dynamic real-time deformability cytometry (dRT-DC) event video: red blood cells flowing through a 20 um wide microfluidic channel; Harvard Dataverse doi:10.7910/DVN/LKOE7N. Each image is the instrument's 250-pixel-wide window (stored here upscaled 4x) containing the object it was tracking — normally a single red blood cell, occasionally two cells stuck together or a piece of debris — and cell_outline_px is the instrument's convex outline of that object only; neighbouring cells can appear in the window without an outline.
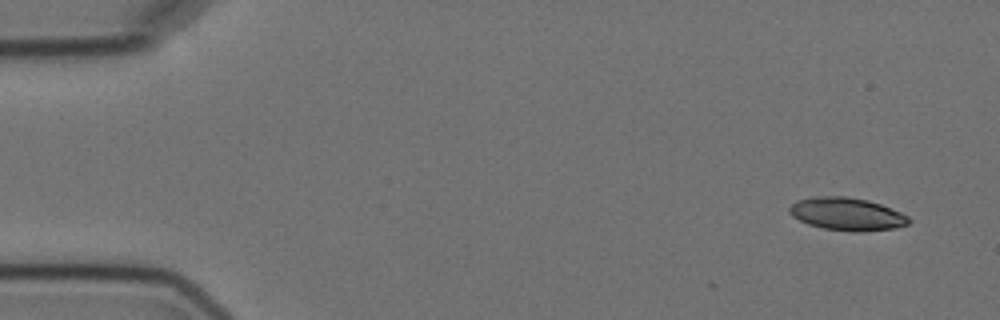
{"species": "Egyptian fruit bat (a non-hibernating species)", "species_latin": "Rousettus aegyptiacus", "temperature_condition": "cold", "stored_images_in_passage": 4, "camera_frame_rate_fps": 3000, "um_per_image_px": 0.085, "animal": {"sex": "female"}, "frame": {"image": 1, "passage_image": 1, "time_ms": 0.0, "image_size_px": [1000, 320], "cell_outline_px": [[912, 220], [908, 224], [896, 228], [856, 232], [824, 228], [808, 224], [792, 216], [788, 212], [788, 208], [796, 200], [812, 196], [844, 196], [868, 200], [880, 204], [900, 212], [908, 216]], "centroid_in_image_um": [71.97, 18.18], "position_along_channel_um": 13.0, "area_um2": 22.83}}
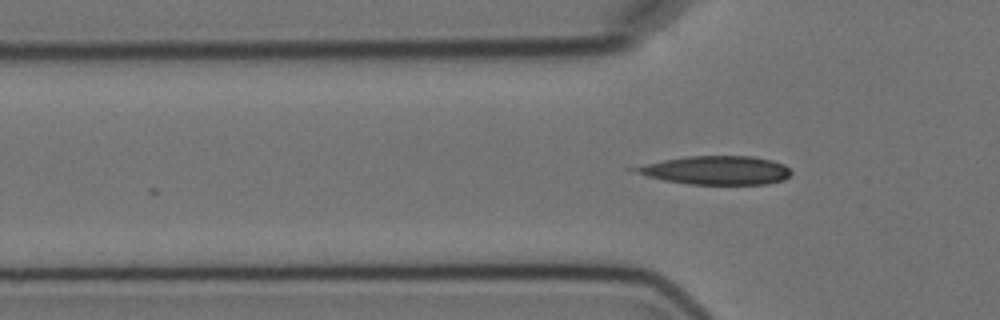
{"frame": {"image": 2, "passage_image": 4, "time_ms": 4.667, "image_size_px": [1000, 320], "cell_outline_px": [[792, 172], [784, 180], [768, 184], [688, 184], [664, 180], [648, 176], [624, 168], [664, 160], [688, 156], [752, 156], [772, 160], [784, 164]], "centroid_in_image_um": [60.86, 14.47], "position_along_channel_um": 64.9, "area_um2": 26.01}}